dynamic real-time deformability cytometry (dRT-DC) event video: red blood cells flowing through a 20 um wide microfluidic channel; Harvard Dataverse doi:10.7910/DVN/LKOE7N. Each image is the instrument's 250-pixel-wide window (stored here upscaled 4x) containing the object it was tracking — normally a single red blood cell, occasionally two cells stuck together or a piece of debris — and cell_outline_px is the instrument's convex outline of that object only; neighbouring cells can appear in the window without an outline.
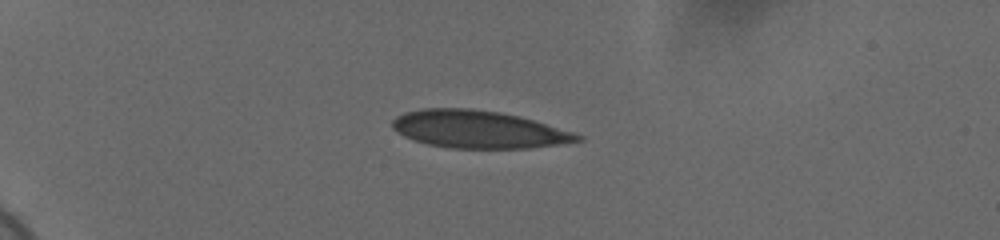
{"species": "human", "species_latin": "Homo sapiens", "temperature_condition": "cold", "stored_images_in_passage": 42, "camera_frame_rate_fps": 3000, "um_per_image_px": 0.085, "donor": {"sex": "female"}, "frame": {"image": 1, "passage_image": 1, "time_ms": 0.0, "image_size_px": [1000, 240], "cell_outline_px": [[584, 140], [560, 144], [528, 148], [452, 148], [428, 144], [404, 136], [396, 132], [392, 128], [392, 120], [396, 116], [404, 112], [424, 108], [472, 108], [500, 112], [520, 116], [572, 132], [584, 136]], "centroid_in_image_um": [40.65, 10.99], "position_along_channel_um": 44.3, "area_um2": 40.46}}
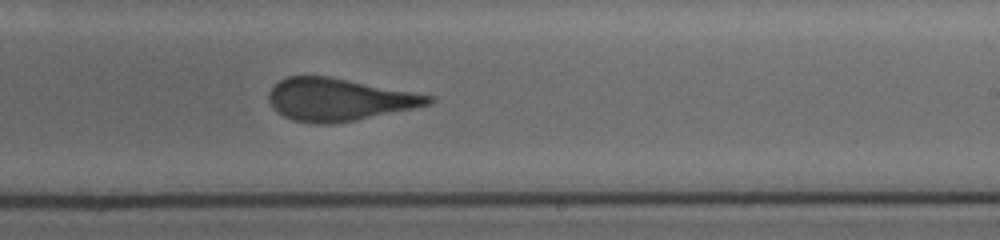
{"frame": {"image": 2, "passage_image": 23, "time_ms": 7.333, "image_size_px": [1000, 240], "cell_outline_px": [[436, 100], [428, 104], [412, 108], [356, 120], [328, 124], [320, 124], [292, 120], [284, 116], [272, 108], [268, 100], [268, 92], [280, 80], [288, 76], [328, 76], [412, 92], [432, 96]], "centroid_in_image_um": [28.74, 8.46], "position_along_channel_um": 260.3, "area_um2": 39.02}}
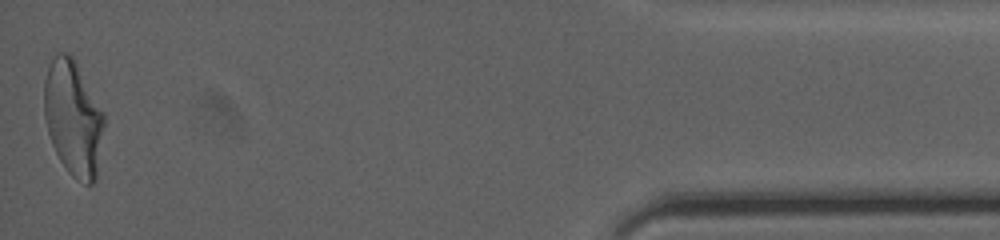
{"frame": {"image": 3, "passage_image": 42, "time_ms": 13.667, "image_size_px": [1000, 240], "cell_outline_px": [[104, 124], [96, 180], [92, 184], [88, 184], [72, 176], [68, 172], [60, 160], [52, 144], [48, 132], [44, 116], [44, 80], [48, 68], [52, 60], [60, 52], [68, 52], [72, 56], [104, 112]], "centroid_in_image_um": [6.22, 10.05], "position_along_channel_um": 429.0, "area_um2": 39.94}, "authors_computed_cell_mechanics": {"area_um2": 40.4022, "velocity_mm_per_s": 3.6986, "shape_relaxation_time_tau1_ms": 7.9038, "shape_relaxation_time_tau2_ms": 1.0583, "deformation_change_tau1": 0.2247, "deformation_change_tau2": 0.0921}}